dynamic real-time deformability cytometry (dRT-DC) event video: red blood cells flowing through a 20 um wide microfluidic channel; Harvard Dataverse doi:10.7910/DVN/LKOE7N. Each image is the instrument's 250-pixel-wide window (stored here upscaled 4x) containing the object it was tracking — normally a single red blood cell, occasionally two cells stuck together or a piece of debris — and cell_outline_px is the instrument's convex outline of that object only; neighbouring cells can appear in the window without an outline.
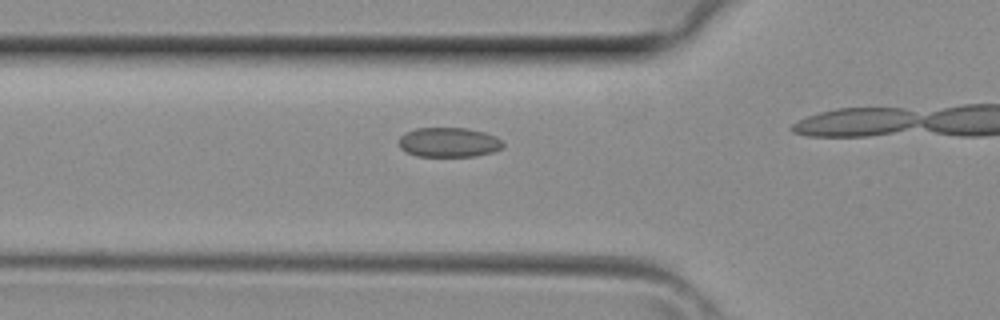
{"species": "common noctule bat (a hibernating species)", "species_latin": "Nyctalus noctula", "temperature_condition": "room temperature", "stored_images_in_passage": 6, "camera_frame_rate_fps": 3000, "um_per_image_px": 0.085, "animal": {"sex": "female", "body_mass_g": 29.2, "forearm_length_mm": 56.3}, "frame": {"image": 1, "passage_image": 2, "time_ms": 0.333, "image_size_px": [1000, 320], "cell_outline_px": [[504, 148], [492, 152], [476, 156], [416, 156], [400, 148], [400, 136], [416, 128], [468, 128], [484, 132], [496, 136], [504, 144]], "centroid_in_image_um": [38.19, 12.1], "position_along_channel_um": 87.6, "area_um2": 17.92}}
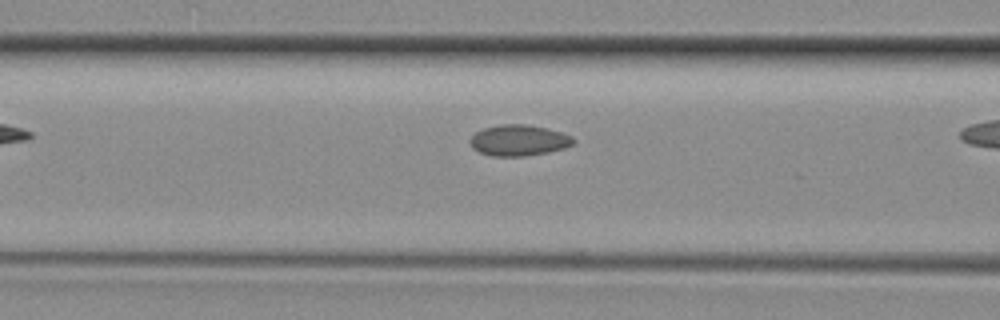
{"frame": {"image": 2, "passage_image": 4, "time_ms": 1.0, "image_size_px": [1000, 320], "cell_outline_px": [[576, 140], [572, 144], [564, 148], [548, 152], [524, 156], [492, 156], [480, 152], [472, 148], [472, 136], [476, 132], [484, 128], [500, 124], [524, 124], [544, 128], [560, 132], [572, 136]], "centroid_in_image_um": [44.11, 11.93], "position_along_channel_um": 122.5, "area_um2": 18.38}}